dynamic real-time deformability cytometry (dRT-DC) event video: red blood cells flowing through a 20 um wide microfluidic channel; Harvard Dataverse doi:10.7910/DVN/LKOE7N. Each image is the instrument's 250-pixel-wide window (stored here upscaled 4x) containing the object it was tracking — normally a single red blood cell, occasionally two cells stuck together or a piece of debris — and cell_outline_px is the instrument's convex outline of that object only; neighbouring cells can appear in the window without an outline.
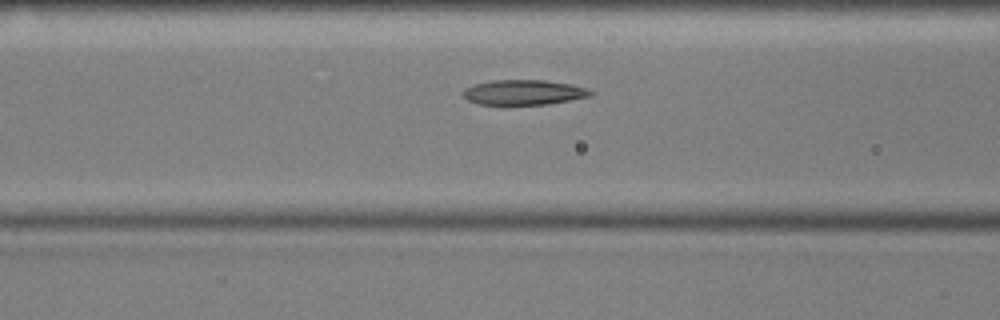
{"species": "common noctule bat (a hibernating species)", "species_latin": "Nyctalus noctula", "temperature_condition": "cold", "stored_images_in_passage": 10, "camera_frame_rate_fps": 3000, "um_per_image_px": 0.085, "animal": {"sex": "male", "body_mass_g": 17.9, "forearm_length_mm": 54.2}, "frame": {"image": 1, "passage_image": 8, "time_ms": 2.333, "image_size_px": [1000, 320], "cell_outline_px": [[596, 92], [592, 96], [548, 104], [480, 104], [468, 100], [460, 96], [460, 92], [464, 88], [476, 84], [492, 80], [544, 80], [572, 84], [588, 88]], "centroid_in_image_um": [44.53, 7.84], "position_along_channel_um": 122.1, "area_um2": 18.79}}